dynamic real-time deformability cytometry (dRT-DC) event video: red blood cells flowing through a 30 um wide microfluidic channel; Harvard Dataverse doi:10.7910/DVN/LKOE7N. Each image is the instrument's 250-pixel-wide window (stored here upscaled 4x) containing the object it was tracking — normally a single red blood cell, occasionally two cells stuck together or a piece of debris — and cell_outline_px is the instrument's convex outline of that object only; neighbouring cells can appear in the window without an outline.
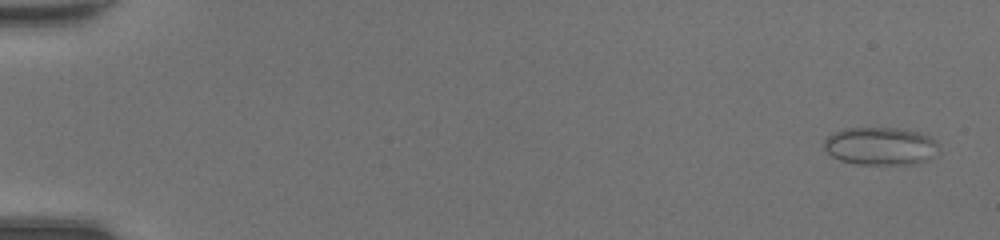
{"species": "common noctule bat (a hibernating species)", "species_latin": "Nyctalus noctula", "temperature_condition": "room temperature", "stored_images_in_passage": 48, "camera_frame_rate_fps": 3000, "um_per_image_px": 0.085, "animal": {"sex": "female", "body_mass_g": 20.0, "forearm_length_mm": 54.0}, "frame": {"image": 1, "passage_image": 2, "time_ms": 0.333, "image_size_px": [1000, 240], "cell_outline_px": [[936, 156], [928, 160], [912, 164], [856, 164], [840, 160], [832, 156], [824, 148], [824, 140], [832, 132], [844, 128], [900, 128], [920, 132], [936, 140]], "centroid_in_image_um": [74.83, 12.41], "position_along_channel_um": 10.2, "area_um2": 25.43}}
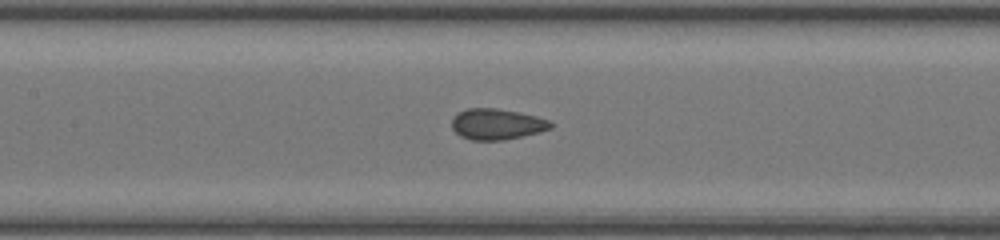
{"frame": {"image": 2, "passage_image": 24, "time_ms": 7.667, "image_size_px": [1000, 240], "cell_outline_px": [[552, 128], [540, 132], [504, 140], [472, 140], [460, 136], [452, 128], [452, 116], [468, 108], [496, 108], [520, 112], [536, 116], [548, 120], [552, 124]], "centroid_in_image_um": [42.22, 10.55], "position_along_channel_um": 165.2, "area_um2": 17.8}}
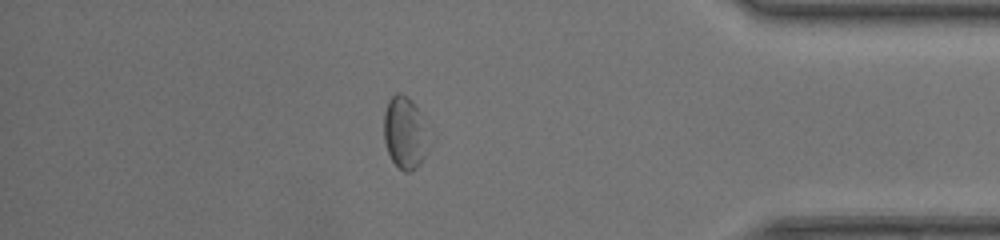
{"frame": {"image": 3, "passage_image": 42, "time_ms": 13.667, "image_size_px": [1000, 240], "cell_outline_px": [[432, 140], [420, 164], [416, 168], [408, 172], [404, 172], [392, 160], [388, 152], [384, 140], [384, 112], [388, 100], [396, 92], [400, 92], [408, 96], [412, 100], [432, 124]], "centroid_in_image_um": [34.52, 11.23], "position_along_channel_um": 400.7, "area_um2": 20.17}, "authors_computed_cell_mechanics": {"area_um2": 19.2185, "velocity_mm_per_s": 4.4061, "shape_relaxation_time_tau1_ms": null, "shape_relaxation_time_tau2_ms": 1.1973, "deformation_change_tau1": null, "deformation_change_tau2": 0.0423}}